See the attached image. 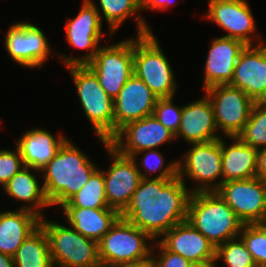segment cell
Wrapping results in <instances>:
<instances>
[{"instance_id": "obj_31", "label": "cell", "mask_w": 266, "mask_h": 267, "mask_svg": "<svg viewBox=\"0 0 266 267\" xmlns=\"http://www.w3.org/2000/svg\"><path fill=\"white\" fill-rule=\"evenodd\" d=\"M237 137L259 150L266 147V109L253 105L248 122Z\"/></svg>"}, {"instance_id": "obj_21", "label": "cell", "mask_w": 266, "mask_h": 267, "mask_svg": "<svg viewBox=\"0 0 266 267\" xmlns=\"http://www.w3.org/2000/svg\"><path fill=\"white\" fill-rule=\"evenodd\" d=\"M158 241L190 262L216 258V247L187 220L173 226Z\"/></svg>"}, {"instance_id": "obj_14", "label": "cell", "mask_w": 266, "mask_h": 267, "mask_svg": "<svg viewBox=\"0 0 266 267\" xmlns=\"http://www.w3.org/2000/svg\"><path fill=\"white\" fill-rule=\"evenodd\" d=\"M4 43L10 58L26 68H41L53 53L42 29L30 22L12 24Z\"/></svg>"}, {"instance_id": "obj_7", "label": "cell", "mask_w": 266, "mask_h": 267, "mask_svg": "<svg viewBox=\"0 0 266 267\" xmlns=\"http://www.w3.org/2000/svg\"><path fill=\"white\" fill-rule=\"evenodd\" d=\"M54 267H89L101 264L98 242L86 238L72 226L41 218Z\"/></svg>"}, {"instance_id": "obj_19", "label": "cell", "mask_w": 266, "mask_h": 267, "mask_svg": "<svg viewBox=\"0 0 266 267\" xmlns=\"http://www.w3.org/2000/svg\"><path fill=\"white\" fill-rule=\"evenodd\" d=\"M246 46L240 40L223 36L211 41L204 68V90L231 83L237 59Z\"/></svg>"}, {"instance_id": "obj_35", "label": "cell", "mask_w": 266, "mask_h": 267, "mask_svg": "<svg viewBox=\"0 0 266 267\" xmlns=\"http://www.w3.org/2000/svg\"><path fill=\"white\" fill-rule=\"evenodd\" d=\"M23 159L16 147L15 150H0V184L3 188L8 181L24 168Z\"/></svg>"}, {"instance_id": "obj_22", "label": "cell", "mask_w": 266, "mask_h": 267, "mask_svg": "<svg viewBox=\"0 0 266 267\" xmlns=\"http://www.w3.org/2000/svg\"><path fill=\"white\" fill-rule=\"evenodd\" d=\"M59 133L54 137L47 129L33 128L22 134L16 141L24 166L42 170L57 154L67 140Z\"/></svg>"}, {"instance_id": "obj_23", "label": "cell", "mask_w": 266, "mask_h": 267, "mask_svg": "<svg viewBox=\"0 0 266 267\" xmlns=\"http://www.w3.org/2000/svg\"><path fill=\"white\" fill-rule=\"evenodd\" d=\"M40 221L41 217L24 209L0 212V252L13 257Z\"/></svg>"}, {"instance_id": "obj_16", "label": "cell", "mask_w": 266, "mask_h": 267, "mask_svg": "<svg viewBox=\"0 0 266 267\" xmlns=\"http://www.w3.org/2000/svg\"><path fill=\"white\" fill-rule=\"evenodd\" d=\"M206 20L214 22L228 34L223 37L234 38L246 45H254L257 36L256 23L246 0H208ZM256 33V34H255Z\"/></svg>"}, {"instance_id": "obj_10", "label": "cell", "mask_w": 266, "mask_h": 267, "mask_svg": "<svg viewBox=\"0 0 266 267\" xmlns=\"http://www.w3.org/2000/svg\"><path fill=\"white\" fill-rule=\"evenodd\" d=\"M204 91L213 105L218 131L225 137L237 136L248 122L255 102L230 84L215 85Z\"/></svg>"}, {"instance_id": "obj_18", "label": "cell", "mask_w": 266, "mask_h": 267, "mask_svg": "<svg viewBox=\"0 0 266 267\" xmlns=\"http://www.w3.org/2000/svg\"><path fill=\"white\" fill-rule=\"evenodd\" d=\"M258 39L255 45H247L241 52L230 83L254 102L266 88V44Z\"/></svg>"}, {"instance_id": "obj_6", "label": "cell", "mask_w": 266, "mask_h": 267, "mask_svg": "<svg viewBox=\"0 0 266 267\" xmlns=\"http://www.w3.org/2000/svg\"><path fill=\"white\" fill-rule=\"evenodd\" d=\"M153 239L121 216L98 242L99 259L104 267L138 263L151 258ZM148 241V242H147Z\"/></svg>"}, {"instance_id": "obj_17", "label": "cell", "mask_w": 266, "mask_h": 267, "mask_svg": "<svg viewBox=\"0 0 266 267\" xmlns=\"http://www.w3.org/2000/svg\"><path fill=\"white\" fill-rule=\"evenodd\" d=\"M158 97L135 74L114 99V136L126 124L152 116Z\"/></svg>"}, {"instance_id": "obj_1", "label": "cell", "mask_w": 266, "mask_h": 267, "mask_svg": "<svg viewBox=\"0 0 266 267\" xmlns=\"http://www.w3.org/2000/svg\"><path fill=\"white\" fill-rule=\"evenodd\" d=\"M191 194L178 176L142 178L121 217L156 241L173 226L186 221Z\"/></svg>"}, {"instance_id": "obj_29", "label": "cell", "mask_w": 266, "mask_h": 267, "mask_svg": "<svg viewBox=\"0 0 266 267\" xmlns=\"http://www.w3.org/2000/svg\"><path fill=\"white\" fill-rule=\"evenodd\" d=\"M62 208L113 209L108 205L103 172L98 168L88 182Z\"/></svg>"}, {"instance_id": "obj_12", "label": "cell", "mask_w": 266, "mask_h": 267, "mask_svg": "<svg viewBox=\"0 0 266 267\" xmlns=\"http://www.w3.org/2000/svg\"><path fill=\"white\" fill-rule=\"evenodd\" d=\"M216 193L243 224L265 223L266 183L258 177L223 182Z\"/></svg>"}, {"instance_id": "obj_43", "label": "cell", "mask_w": 266, "mask_h": 267, "mask_svg": "<svg viewBox=\"0 0 266 267\" xmlns=\"http://www.w3.org/2000/svg\"><path fill=\"white\" fill-rule=\"evenodd\" d=\"M89 267H104L102 264H97V265H92V266H89Z\"/></svg>"}, {"instance_id": "obj_11", "label": "cell", "mask_w": 266, "mask_h": 267, "mask_svg": "<svg viewBox=\"0 0 266 267\" xmlns=\"http://www.w3.org/2000/svg\"><path fill=\"white\" fill-rule=\"evenodd\" d=\"M82 7L75 18L65 23L66 40L74 49H85L80 57L60 55L65 67L89 64L98 52L103 37L102 21L97 8L88 0H83ZM100 43V44H99Z\"/></svg>"}, {"instance_id": "obj_15", "label": "cell", "mask_w": 266, "mask_h": 267, "mask_svg": "<svg viewBox=\"0 0 266 267\" xmlns=\"http://www.w3.org/2000/svg\"><path fill=\"white\" fill-rule=\"evenodd\" d=\"M174 139L175 134L152 115L126 124L109 144L121 155L131 157L142 150L158 149L160 145Z\"/></svg>"}, {"instance_id": "obj_41", "label": "cell", "mask_w": 266, "mask_h": 267, "mask_svg": "<svg viewBox=\"0 0 266 267\" xmlns=\"http://www.w3.org/2000/svg\"><path fill=\"white\" fill-rule=\"evenodd\" d=\"M0 267H14L13 257L0 252Z\"/></svg>"}, {"instance_id": "obj_30", "label": "cell", "mask_w": 266, "mask_h": 267, "mask_svg": "<svg viewBox=\"0 0 266 267\" xmlns=\"http://www.w3.org/2000/svg\"><path fill=\"white\" fill-rule=\"evenodd\" d=\"M144 154L140 163H137V156ZM135 161L136 167L141 174L142 178H158V179H173L178 176V160L171 161L164 168L165 158L163 154L156 149H146L139 151L131 156ZM142 165V166H141ZM145 173H144V171ZM158 171V175L151 177L153 172ZM147 172V173H146Z\"/></svg>"}, {"instance_id": "obj_2", "label": "cell", "mask_w": 266, "mask_h": 267, "mask_svg": "<svg viewBox=\"0 0 266 267\" xmlns=\"http://www.w3.org/2000/svg\"><path fill=\"white\" fill-rule=\"evenodd\" d=\"M67 139L54 158L42 169L43 186L51 206H61L88 182L99 168Z\"/></svg>"}, {"instance_id": "obj_8", "label": "cell", "mask_w": 266, "mask_h": 267, "mask_svg": "<svg viewBox=\"0 0 266 267\" xmlns=\"http://www.w3.org/2000/svg\"><path fill=\"white\" fill-rule=\"evenodd\" d=\"M191 145L183 161L178 160V177L184 183L187 176L199 184L192 193L216 191L222 184L221 138Z\"/></svg>"}, {"instance_id": "obj_26", "label": "cell", "mask_w": 266, "mask_h": 267, "mask_svg": "<svg viewBox=\"0 0 266 267\" xmlns=\"http://www.w3.org/2000/svg\"><path fill=\"white\" fill-rule=\"evenodd\" d=\"M69 225L86 238L99 242L121 214L115 209L62 208Z\"/></svg>"}, {"instance_id": "obj_34", "label": "cell", "mask_w": 266, "mask_h": 267, "mask_svg": "<svg viewBox=\"0 0 266 267\" xmlns=\"http://www.w3.org/2000/svg\"><path fill=\"white\" fill-rule=\"evenodd\" d=\"M173 99L174 97L158 98L153 116L176 135L180 126L182 107L175 105Z\"/></svg>"}, {"instance_id": "obj_25", "label": "cell", "mask_w": 266, "mask_h": 267, "mask_svg": "<svg viewBox=\"0 0 266 267\" xmlns=\"http://www.w3.org/2000/svg\"><path fill=\"white\" fill-rule=\"evenodd\" d=\"M31 170L40 172V170L25 166L8 181L3 189L9 197L27 203L20 209L31 211L43 218L44 209L51 204L46 197L44 186L40 184L35 174L31 173Z\"/></svg>"}, {"instance_id": "obj_36", "label": "cell", "mask_w": 266, "mask_h": 267, "mask_svg": "<svg viewBox=\"0 0 266 267\" xmlns=\"http://www.w3.org/2000/svg\"><path fill=\"white\" fill-rule=\"evenodd\" d=\"M154 247H159L158 254L154 256L155 250L151 251V258L155 267H190L191 262L179 254L168 251L158 240L154 241Z\"/></svg>"}, {"instance_id": "obj_33", "label": "cell", "mask_w": 266, "mask_h": 267, "mask_svg": "<svg viewBox=\"0 0 266 267\" xmlns=\"http://www.w3.org/2000/svg\"><path fill=\"white\" fill-rule=\"evenodd\" d=\"M239 237L251 253L257 267L266 265V224H244Z\"/></svg>"}, {"instance_id": "obj_40", "label": "cell", "mask_w": 266, "mask_h": 267, "mask_svg": "<svg viewBox=\"0 0 266 267\" xmlns=\"http://www.w3.org/2000/svg\"><path fill=\"white\" fill-rule=\"evenodd\" d=\"M114 267H155L152 258L138 263L121 264Z\"/></svg>"}, {"instance_id": "obj_9", "label": "cell", "mask_w": 266, "mask_h": 267, "mask_svg": "<svg viewBox=\"0 0 266 267\" xmlns=\"http://www.w3.org/2000/svg\"><path fill=\"white\" fill-rule=\"evenodd\" d=\"M134 38L113 45H100L87 66L95 73L99 84L114 100L133 72Z\"/></svg>"}, {"instance_id": "obj_13", "label": "cell", "mask_w": 266, "mask_h": 267, "mask_svg": "<svg viewBox=\"0 0 266 267\" xmlns=\"http://www.w3.org/2000/svg\"><path fill=\"white\" fill-rule=\"evenodd\" d=\"M103 146L112 160L110 167L102 171L106 198L109 207L121 214L129 205L142 177L131 157L121 155L109 142H104Z\"/></svg>"}, {"instance_id": "obj_42", "label": "cell", "mask_w": 266, "mask_h": 267, "mask_svg": "<svg viewBox=\"0 0 266 267\" xmlns=\"http://www.w3.org/2000/svg\"><path fill=\"white\" fill-rule=\"evenodd\" d=\"M255 105L266 109V88L262 92V94L255 101Z\"/></svg>"}, {"instance_id": "obj_37", "label": "cell", "mask_w": 266, "mask_h": 267, "mask_svg": "<svg viewBox=\"0 0 266 267\" xmlns=\"http://www.w3.org/2000/svg\"><path fill=\"white\" fill-rule=\"evenodd\" d=\"M174 4L173 0H141V11L142 10H159L164 11Z\"/></svg>"}, {"instance_id": "obj_3", "label": "cell", "mask_w": 266, "mask_h": 267, "mask_svg": "<svg viewBox=\"0 0 266 267\" xmlns=\"http://www.w3.org/2000/svg\"><path fill=\"white\" fill-rule=\"evenodd\" d=\"M186 220L216 248L239 237L244 225L216 191L193 192Z\"/></svg>"}, {"instance_id": "obj_20", "label": "cell", "mask_w": 266, "mask_h": 267, "mask_svg": "<svg viewBox=\"0 0 266 267\" xmlns=\"http://www.w3.org/2000/svg\"><path fill=\"white\" fill-rule=\"evenodd\" d=\"M217 131L213 105L206 94L203 98L182 106L176 139L181 136L189 144L205 143L221 138Z\"/></svg>"}, {"instance_id": "obj_24", "label": "cell", "mask_w": 266, "mask_h": 267, "mask_svg": "<svg viewBox=\"0 0 266 267\" xmlns=\"http://www.w3.org/2000/svg\"><path fill=\"white\" fill-rule=\"evenodd\" d=\"M227 138L233 142L228 146L221 138L222 183L256 177L258 150L243 143L237 136Z\"/></svg>"}, {"instance_id": "obj_38", "label": "cell", "mask_w": 266, "mask_h": 267, "mask_svg": "<svg viewBox=\"0 0 266 267\" xmlns=\"http://www.w3.org/2000/svg\"><path fill=\"white\" fill-rule=\"evenodd\" d=\"M256 177L266 183V147L257 152V173Z\"/></svg>"}, {"instance_id": "obj_5", "label": "cell", "mask_w": 266, "mask_h": 267, "mask_svg": "<svg viewBox=\"0 0 266 267\" xmlns=\"http://www.w3.org/2000/svg\"><path fill=\"white\" fill-rule=\"evenodd\" d=\"M133 72L158 98L175 97L174 71L153 32L134 38Z\"/></svg>"}, {"instance_id": "obj_32", "label": "cell", "mask_w": 266, "mask_h": 267, "mask_svg": "<svg viewBox=\"0 0 266 267\" xmlns=\"http://www.w3.org/2000/svg\"><path fill=\"white\" fill-rule=\"evenodd\" d=\"M220 259L227 267H257L240 237L228 240L216 248V260Z\"/></svg>"}, {"instance_id": "obj_39", "label": "cell", "mask_w": 266, "mask_h": 267, "mask_svg": "<svg viewBox=\"0 0 266 267\" xmlns=\"http://www.w3.org/2000/svg\"><path fill=\"white\" fill-rule=\"evenodd\" d=\"M216 262V258H211L203 261L191 262L190 267H217Z\"/></svg>"}, {"instance_id": "obj_28", "label": "cell", "mask_w": 266, "mask_h": 267, "mask_svg": "<svg viewBox=\"0 0 266 267\" xmlns=\"http://www.w3.org/2000/svg\"><path fill=\"white\" fill-rule=\"evenodd\" d=\"M13 263L14 267H54L49 240L41 225L18 248Z\"/></svg>"}, {"instance_id": "obj_4", "label": "cell", "mask_w": 266, "mask_h": 267, "mask_svg": "<svg viewBox=\"0 0 266 267\" xmlns=\"http://www.w3.org/2000/svg\"><path fill=\"white\" fill-rule=\"evenodd\" d=\"M77 89L81 108L102 144L114 137V100L87 65L66 67Z\"/></svg>"}, {"instance_id": "obj_27", "label": "cell", "mask_w": 266, "mask_h": 267, "mask_svg": "<svg viewBox=\"0 0 266 267\" xmlns=\"http://www.w3.org/2000/svg\"><path fill=\"white\" fill-rule=\"evenodd\" d=\"M88 1L97 8L102 23L103 17L108 23V30L110 31L108 35L110 37H112L123 22L131 16L134 17L137 23V36L152 32L141 14H136L141 11V0H99V9L93 0Z\"/></svg>"}]
</instances>
